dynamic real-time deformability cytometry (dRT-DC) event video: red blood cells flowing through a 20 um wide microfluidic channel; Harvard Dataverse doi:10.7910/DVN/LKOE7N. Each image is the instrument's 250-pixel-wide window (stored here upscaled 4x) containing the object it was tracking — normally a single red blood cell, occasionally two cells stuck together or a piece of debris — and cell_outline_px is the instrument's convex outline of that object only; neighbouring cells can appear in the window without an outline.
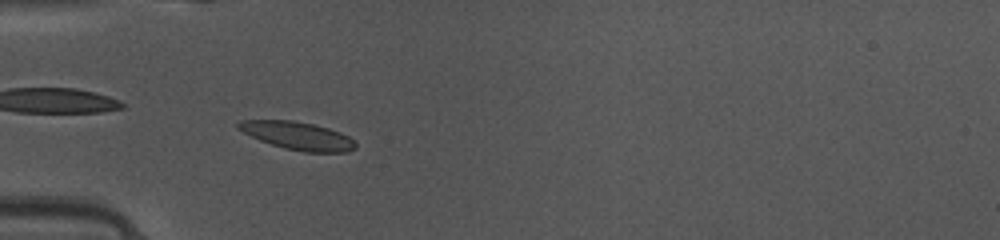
{"species": "common noctule bat (a hibernating species)", "species_latin": "Nyctalus noctula", "temperature_condition": "warm", "stored_images_in_passage": 34, "camera_frame_rate_fps": 3000, "um_per_image_px": 0.085, "animal": {"sex": "female", "body_mass_g": 10.0, "forearm_length_mm": 53.1}, "frame": {"image": 1, "passage_image": 2, "time_ms": 0.333, "image_size_px": [1000, 240], "cell_outline_px": [[356, 148], [348, 152], [304, 152], [284, 148], [260, 140], [236, 128], [236, 124], [240, 120], [292, 120], [312, 124], [328, 128], [340, 132], [348, 136], [356, 144]], "centroid_in_image_um": [25.3, 11.54], "position_along_channel_um": 59.7, "area_um2": 18.96}}
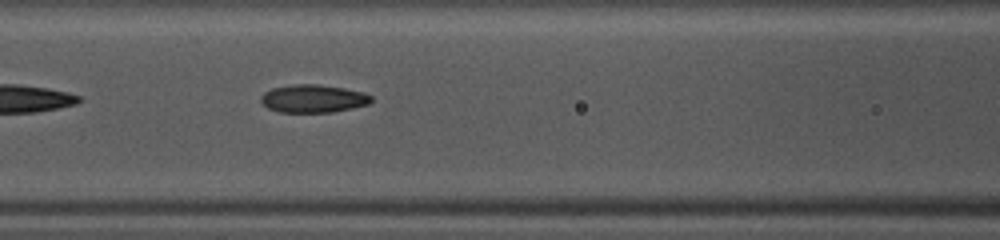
{"frame": {"image": 2, "passage_image": 8, "time_ms": 2.333, "image_size_px": [1000, 240], "cell_outline_px": [[372, 100], [368, 104], [352, 108], [332, 112], [280, 112], [268, 108], [260, 100], [260, 96], [264, 92], [272, 88], [292, 84], [316, 84], [344, 88], [364, 92], [372, 96]], "centroid_in_image_um": [26.62, 8.37], "position_along_channel_um": 140.0, "area_um2": 17.98}}
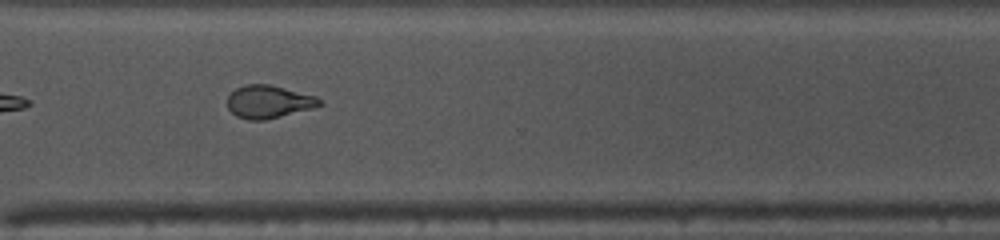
{"frame": {"image": 3, "passage_image": 23, "time_ms": 7.333, "image_size_px": [1000, 240], "cell_outline_px": [[324, 104], [312, 108], [264, 120], [248, 120], [236, 116], [228, 108], [228, 96], [236, 88], [244, 84], [268, 84], [316, 96]], "centroid_in_image_um": [22.82, 8.64], "position_along_channel_um": 347.8, "area_um2": 17.46}, "authors_computed_cell_mechanics": {"area_um2": 17.9758, "velocity_mm_per_s": 4.1567, "shape_relaxation_time_tau1_ms": 3.955, "shape_relaxation_time_tau2_ms": 1.6995, "deformation_change_tau1": 0.1654, "deformation_change_tau2": 0.092}}